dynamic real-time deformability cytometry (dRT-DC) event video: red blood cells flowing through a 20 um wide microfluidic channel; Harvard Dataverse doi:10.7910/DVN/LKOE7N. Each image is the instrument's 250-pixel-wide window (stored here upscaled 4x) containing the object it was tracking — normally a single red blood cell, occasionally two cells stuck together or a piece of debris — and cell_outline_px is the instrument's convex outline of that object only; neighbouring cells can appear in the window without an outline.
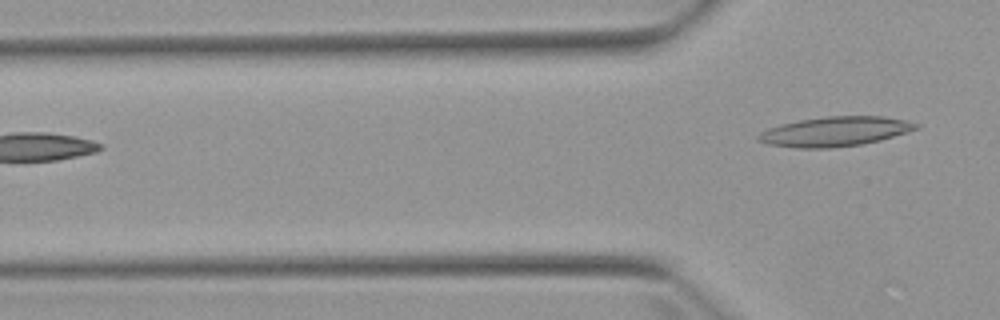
{"species": "Egyptian fruit bat (a non-hibernating species)", "species_latin": "Rousettus aegyptiacus", "temperature_condition": "warm", "stored_images_in_passage": 4, "camera_frame_rate_fps": 3000, "um_per_image_px": 0.085, "animal": {"sex": "female"}, "frame": {"image": 1, "passage_image": 4, "time_ms": 4.667, "image_size_px": [1000, 320], "cell_outline_px": [[920, 128], [880, 140], [860, 144], [832, 148], [796, 148], [768, 144], [756, 140], [756, 136], [760, 132], [768, 128], [780, 124], [800, 120], [824, 116], [884, 116], [904, 120], [920, 124]], "centroid_in_image_um": [70.95, 11.17], "position_along_channel_um": 54.9, "area_um2": 27.28}}